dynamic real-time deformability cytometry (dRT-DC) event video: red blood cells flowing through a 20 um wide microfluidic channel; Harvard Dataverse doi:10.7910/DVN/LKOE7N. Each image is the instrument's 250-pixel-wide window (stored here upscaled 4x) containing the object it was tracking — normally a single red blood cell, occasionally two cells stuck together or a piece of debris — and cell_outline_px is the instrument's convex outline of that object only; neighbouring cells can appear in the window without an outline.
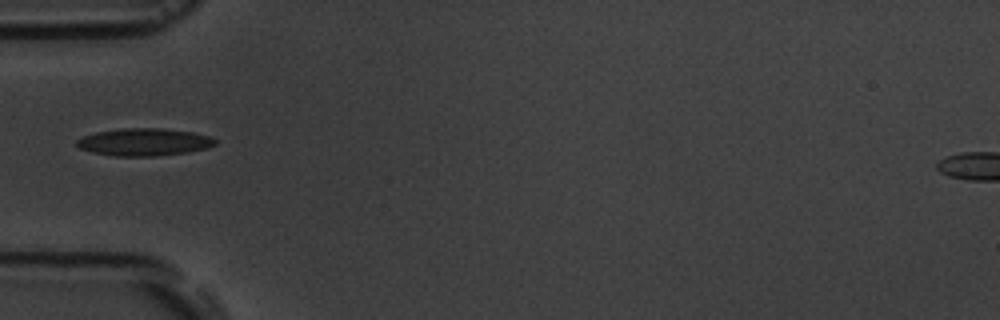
{"species": "common noctule bat (a hibernating species)", "species_latin": "Nyctalus noctula", "temperature_condition": "room temperature", "stored_images_in_passage": 9, "camera_frame_rate_fps": 3000, "um_per_image_px": 0.085, "animal": {"sex": "male", "body_mass_g": 19.5, "forearm_length_mm": 54.6}, "frame": {"image": 1, "passage_image": 6, "time_ms": 5.667, "image_size_px": [1000, 320], "cell_outline_px": [[216, 144], [208, 148], [188, 152], [156, 156], [116, 156], [92, 152], [80, 148], [76, 144], [76, 140], [84, 136], [96, 132], [124, 128], [164, 128], [192, 132], [208, 136], [216, 140]], "centroid_in_image_um": [12.26, 12.07], "position_along_channel_um": 72.7, "area_um2": 22.08}}
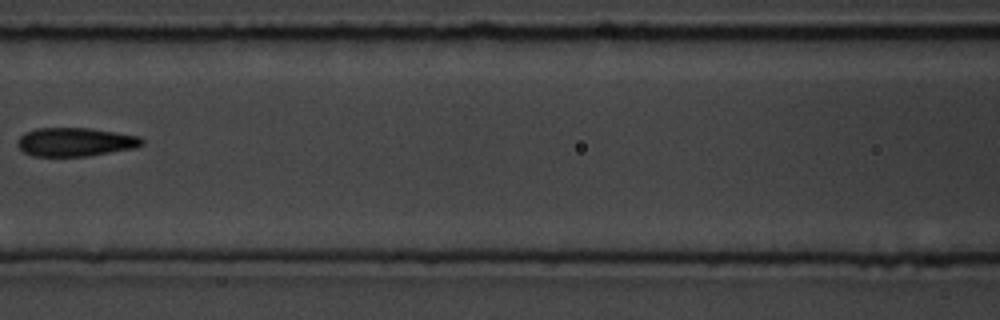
{"frame": {"image": 2, "passage_image": 8, "time_ms": 8.0, "image_size_px": [1000, 320], "cell_outline_px": [[144, 144], [132, 148], [88, 156], [32, 156], [24, 152], [16, 144], [16, 140], [24, 132], [36, 128], [92, 128], [140, 136], [144, 140]], "centroid_in_image_um": [6.37, 12.06], "position_along_channel_um": 160.2, "area_um2": 20.87}}
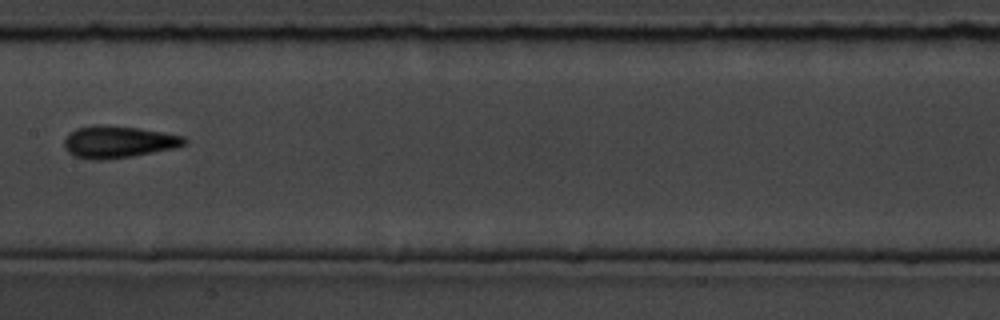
{"frame": {"image": 3, "passage_image": 9, "time_ms": 9.0, "image_size_px": [1000, 320], "cell_outline_px": [[188, 144], [176, 148], [132, 156], [104, 160], [88, 160], [76, 156], [68, 152], [64, 148], [64, 140], [76, 128], [92, 124], [104, 124], [140, 128], [184, 136], [188, 140]], "centroid_in_image_um": [10.08, 12.05], "position_along_channel_um": 197.3, "area_um2": 22.72}}